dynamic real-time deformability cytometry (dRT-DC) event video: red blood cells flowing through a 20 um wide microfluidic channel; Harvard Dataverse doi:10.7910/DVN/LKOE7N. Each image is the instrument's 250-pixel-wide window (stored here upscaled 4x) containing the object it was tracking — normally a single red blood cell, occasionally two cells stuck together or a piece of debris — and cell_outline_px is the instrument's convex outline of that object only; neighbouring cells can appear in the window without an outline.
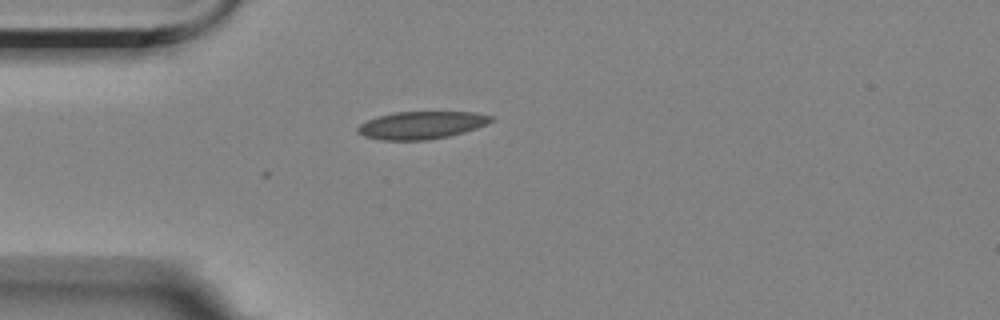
{"species": "Egyptian fruit bat (a non-hibernating species)", "species_latin": "Rousettus aegyptiacus", "temperature_condition": "room temperature", "stored_images_in_passage": 2, "camera_frame_rate_fps": 3000, "um_per_image_px": 0.085, "animal": {"sex": "female"}, "frame": {"image": 1, "passage_image": 2, "time_ms": 0.333, "image_size_px": [1000, 320], "cell_outline_px": [[492, 120], [476, 128], [464, 132], [448, 136], [424, 140], [380, 140], [364, 136], [356, 132], [356, 128], [360, 124], [376, 116], [392, 112], [476, 112], [492, 116]], "centroid_in_image_um": [35.76, 10.63], "position_along_channel_um": 49.2, "area_um2": 21.39}}